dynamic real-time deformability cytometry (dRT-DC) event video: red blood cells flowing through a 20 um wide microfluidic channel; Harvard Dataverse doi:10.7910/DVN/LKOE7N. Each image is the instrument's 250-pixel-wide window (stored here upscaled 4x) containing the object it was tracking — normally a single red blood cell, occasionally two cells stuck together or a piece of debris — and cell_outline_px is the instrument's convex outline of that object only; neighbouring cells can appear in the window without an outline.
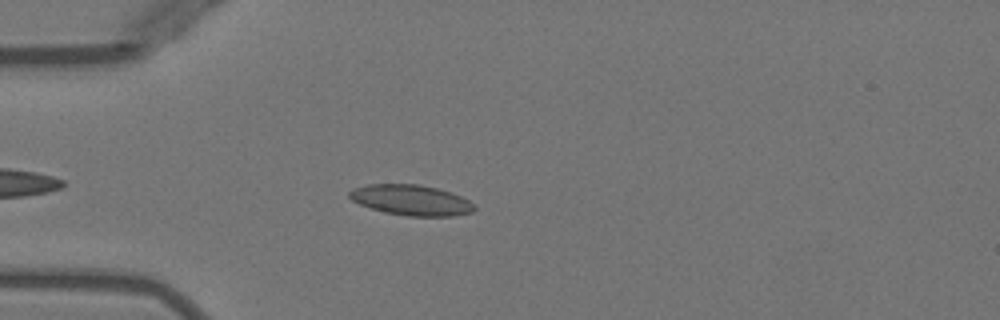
{"species": "Egyptian fruit bat (a non-hibernating species)", "species_latin": "Rousettus aegyptiacus", "temperature_condition": "warm", "stored_images_in_passage": 41, "camera_frame_rate_fps": 3000, "um_per_image_px": 0.085, "animal": {"sex": "female"}, "frame": {"image": 1, "passage_image": 7, "time_ms": 2.0, "image_size_px": [1000, 320], "cell_outline_px": [[476, 208], [472, 212], [452, 216], [408, 216], [384, 212], [360, 204], [352, 200], [348, 196], [348, 192], [352, 188], [368, 184], [420, 184], [436, 188], [460, 196], [468, 200]], "centroid_in_image_um": [34.91, 17.0], "position_along_channel_um": 50.1, "area_um2": 22.08}}
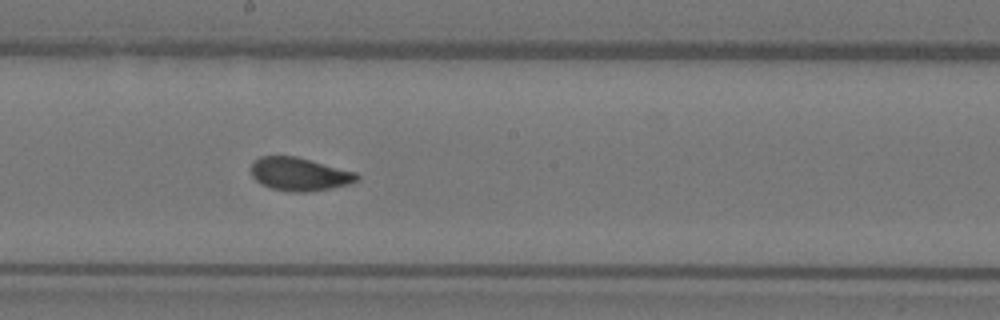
{"frame": {"image": 2, "passage_image": 21, "time_ms": 6.667, "image_size_px": [1000, 320], "cell_outline_px": [[360, 176], [356, 180], [348, 184], [308, 192], [288, 192], [272, 188], [260, 184], [252, 176], [252, 160], [260, 156], [296, 156], [356, 172]], "centroid_in_image_um": [25.41, 14.79], "position_along_channel_um": 222.8, "area_um2": 20.4}}
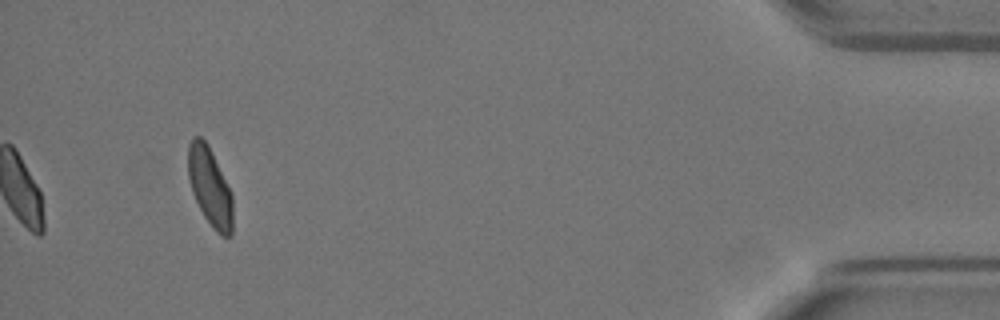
{"frame": {"image": 3, "passage_image": 41, "time_ms": 13.333, "image_size_px": [1000, 320], "cell_outline_px": [[232, 236], [220, 236], [216, 232], [204, 216], [192, 192], [188, 176], [188, 144], [192, 136], [200, 136], [208, 144], [232, 192]], "centroid_in_image_um": [17.84, 15.86], "position_along_channel_um": 417.4, "area_um2": 20.52}, "authors_computed_cell_mechanics": {"area_um2": 20.6924, "velocity_mm_per_s": 3.9677, "shape_relaxation_time_tau1_ms": 3.8192, "shape_relaxation_time_tau2_ms": 0.8798, "deformation_change_tau1": 0.1262, "deformation_change_tau2": 0.0539}}